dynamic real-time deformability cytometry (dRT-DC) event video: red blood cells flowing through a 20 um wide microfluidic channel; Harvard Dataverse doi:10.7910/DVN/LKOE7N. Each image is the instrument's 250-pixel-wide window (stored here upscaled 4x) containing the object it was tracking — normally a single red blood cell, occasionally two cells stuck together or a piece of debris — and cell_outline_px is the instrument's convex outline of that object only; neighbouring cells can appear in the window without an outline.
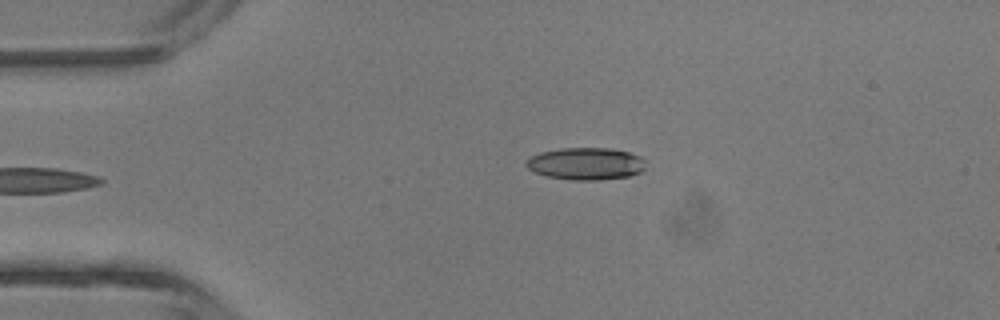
{"species": "common noctule bat (a hibernating species)", "species_latin": "Nyctalus noctula", "temperature_condition": "room temperature", "stored_images_in_passage": 4, "camera_frame_rate_fps": 3000, "um_per_image_px": 0.085, "animal": {"sex": "male", "body_mass_g": 13.3}, "frame": {"image": 1, "passage_image": 4, "time_ms": 3.333, "image_size_px": [1000, 320], "cell_outline_px": [[644, 168], [640, 172], [628, 176], [600, 180], [572, 180], [548, 176], [536, 172], [528, 168], [524, 164], [532, 156], [540, 152], [560, 148], [612, 148], [628, 152], [640, 156], [644, 160]], "centroid_in_image_um": [49.8, 13.91], "position_along_channel_um": 35.2, "area_um2": 22.31}}